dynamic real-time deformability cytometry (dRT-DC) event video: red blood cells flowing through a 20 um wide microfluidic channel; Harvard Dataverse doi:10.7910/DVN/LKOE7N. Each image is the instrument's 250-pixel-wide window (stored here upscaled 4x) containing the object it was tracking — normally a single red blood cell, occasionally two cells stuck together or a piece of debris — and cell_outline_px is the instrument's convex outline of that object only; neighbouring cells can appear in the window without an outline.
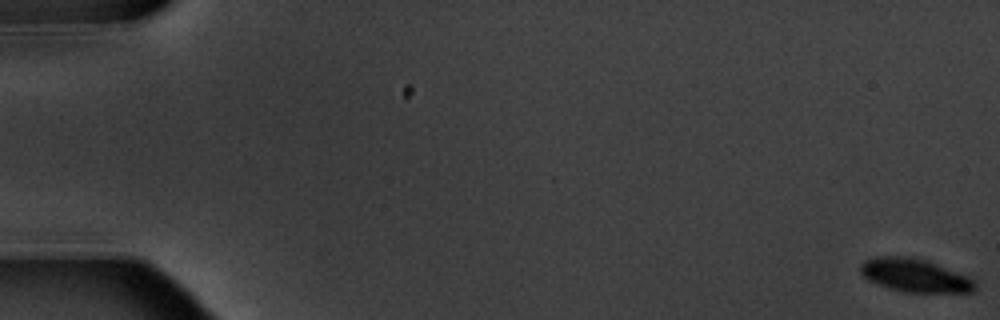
{"species": "common noctule bat (a hibernating species)", "species_latin": "Nyctalus noctula", "temperature_condition": "warm", "stored_images_in_passage": 5, "camera_frame_rate_fps": 3000, "um_per_image_px": 0.085, "animal": {"sex": "male", "body_mass_g": 20.1, "forearm_length_mm": 53.5}, "frame": {"image": 1, "passage_image": 1, "time_ms": 0.0, "image_size_px": [1000, 320], "cell_outline_px": [[976, 288], [972, 292], [904, 292], [888, 288], [868, 280], [860, 272], [860, 264], [864, 260], [876, 256], [908, 256], [928, 260], [968, 276], [976, 284]], "centroid_in_image_um": [77.74, 23.39], "position_along_channel_um": 7.3, "area_um2": 22.31}}